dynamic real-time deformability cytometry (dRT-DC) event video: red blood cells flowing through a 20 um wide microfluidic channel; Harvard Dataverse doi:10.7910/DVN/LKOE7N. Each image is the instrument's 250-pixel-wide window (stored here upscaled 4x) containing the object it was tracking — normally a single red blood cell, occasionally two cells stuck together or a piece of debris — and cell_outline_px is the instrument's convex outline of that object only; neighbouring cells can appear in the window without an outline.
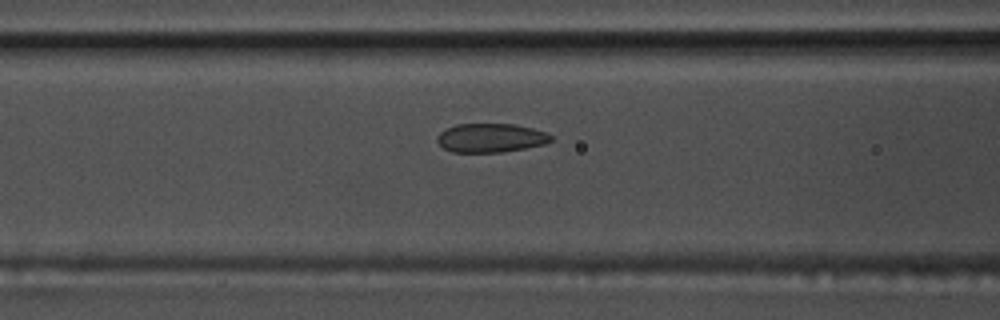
{"species": "common noctule bat (a hibernating species)", "species_latin": "Nyctalus noctula", "temperature_condition": "warm", "stored_images_in_passage": 36, "camera_frame_rate_fps": 3000, "um_per_image_px": 0.085, "animal": {"sex": "male", "body_mass_g": 17.5, "forearm_length_mm": 52.3}, "frame": {"image": 1, "passage_image": 7, "time_ms": 2.0, "image_size_px": [1000, 320], "cell_outline_px": [[552, 140], [544, 144], [524, 148], [500, 152], [452, 152], [444, 148], [436, 140], [436, 136], [440, 132], [456, 124], [512, 124], [532, 128], [548, 132], [552, 136]], "centroid_in_image_um": [41.71, 11.72], "position_along_channel_um": 124.9, "area_um2": 19.07}}
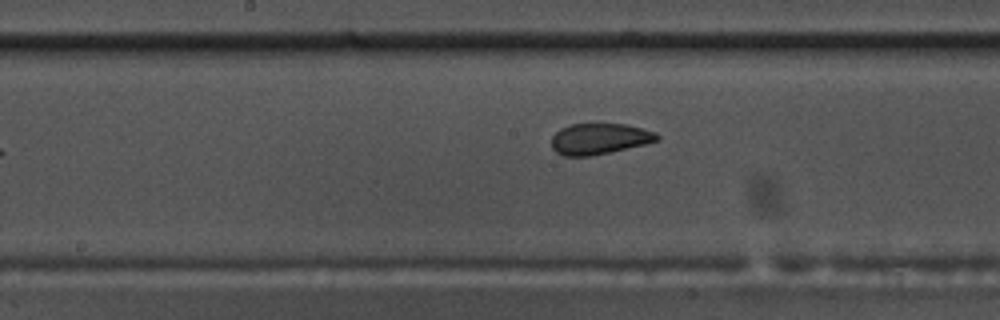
{"frame": {"image": 2, "passage_image": 13, "time_ms": 4.0, "image_size_px": [1000, 320], "cell_outline_px": [[660, 140], [644, 144], [592, 156], [564, 156], [556, 152], [552, 148], [552, 136], [560, 128], [568, 124], [628, 124], [656, 132], [660, 136]], "centroid_in_image_um": [50.95, 11.79], "position_along_channel_um": 197.3, "area_um2": 19.13}}
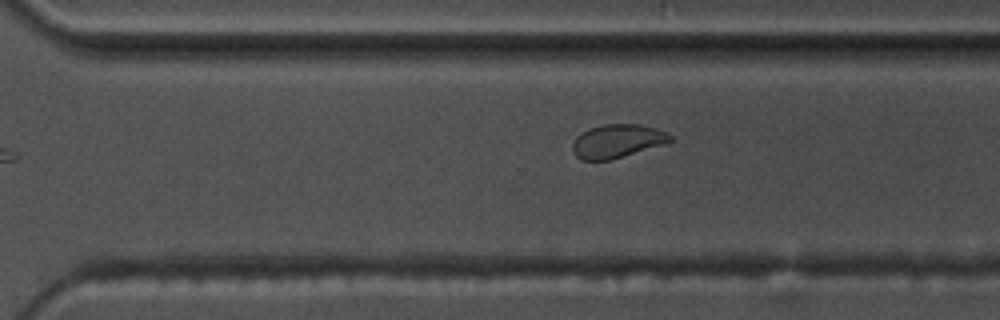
{"frame": {"image": 3, "passage_image": 23, "time_ms": 7.333, "image_size_px": [1000, 320], "cell_outline_px": [[672, 140], [608, 160], [580, 160], [576, 156], [572, 148], [572, 144], [576, 136], [580, 132], [588, 128], [604, 124], [640, 124], [656, 128], [668, 132], [672, 136]], "centroid_in_image_um": [52.39, 11.96], "position_along_channel_um": 318.2, "area_um2": 18.73}, "authors_computed_cell_mechanics": {"area_um2": 19.5075, "velocity_mm_per_s": 3.6331, "shape_relaxation_time_tau1_ms": null, "shape_relaxation_time_tau2_ms": 1.1701, "deformation_change_tau1": null, "deformation_change_tau2": 0.0643}}